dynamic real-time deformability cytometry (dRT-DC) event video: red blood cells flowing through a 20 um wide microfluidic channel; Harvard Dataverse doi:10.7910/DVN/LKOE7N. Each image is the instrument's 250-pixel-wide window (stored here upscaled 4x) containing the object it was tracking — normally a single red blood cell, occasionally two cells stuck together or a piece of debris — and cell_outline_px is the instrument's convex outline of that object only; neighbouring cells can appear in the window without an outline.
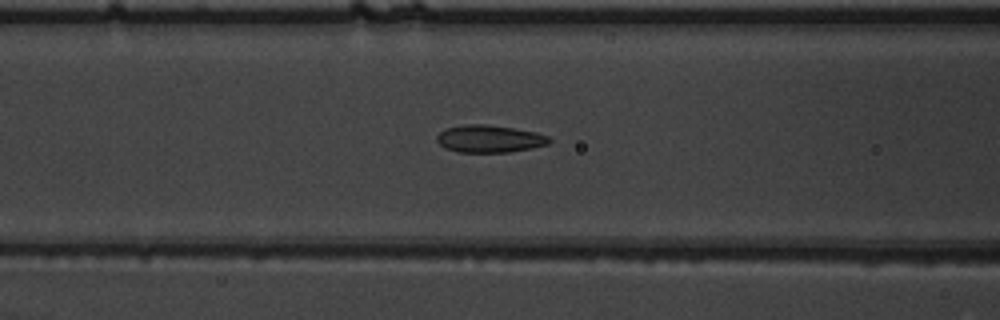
{"species": "common noctule bat (a hibernating species)", "species_latin": "Nyctalus noctula", "temperature_condition": "warm", "stored_images_in_passage": 54, "camera_frame_rate_fps": 3000, "um_per_image_px": 0.085, "animal": {"sex": "male", "body_mass_g": 19.5, "forearm_length_mm": 54.6}, "frame": {"image": 1, "passage_image": 22, "time_ms": 7.0, "image_size_px": [1000, 320], "cell_outline_px": [[552, 140], [548, 144], [532, 148], [508, 152], [456, 152], [444, 148], [436, 140], [436, 136], [440, 132], [448, 128], [464, 124], [484, 124], [512, 128], [536, 132], [548, 136]], "centroid_in_image_um": [41.59, 11.8], "position_along_channel_um": 125.0, "area_um2": 17.92}}
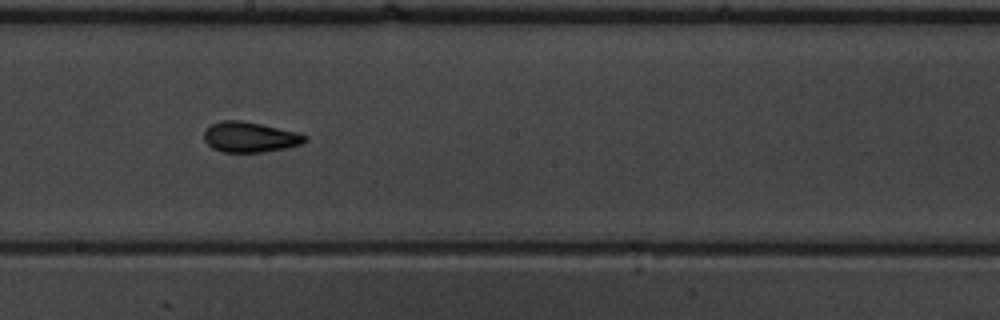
{"frame": {"image": 2, "passage_image": 30, "time_ms": 9.667, "image_size_px": [1000, 320], "cell_outline_px": [[308, 140], [300, 144], [284, 148], [264, 152], [224, 152], [212, 148], [204, 140], [204, 128], [220, 120], [240, 120], [300, 132], [308, 136]], "centroid_in_image_um": [21.24, 11.64], "position_along_channel_um": 227.0, "area_um2": 17.98}}
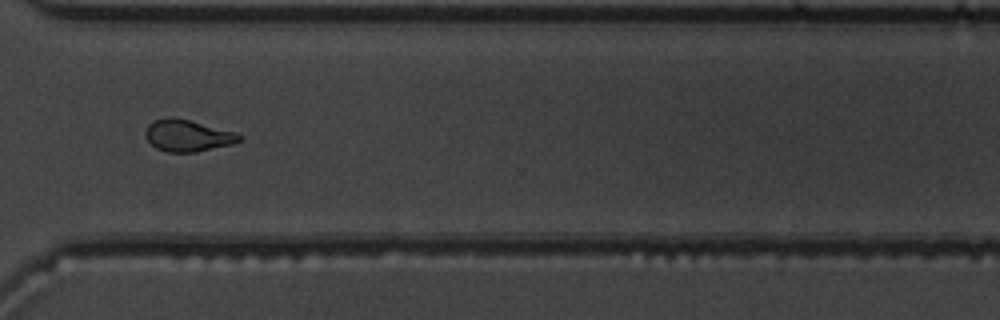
{"frame": {"image": 3, "passage_image": 40, "time_ms": 13.0, "image_size_px": [1000, 320], "cell_outline_px": [[244, 140], [232, 144], [196, 152], [168, 152], [156, 148], [144, 136], [144, 132], [148, 124], [156, 120], [168, 116], [176, 116], [236, 132], [244, 136]], "centroid_in_image_um": [15.97, 11.51], "position_along_channel_um": 354.6, "area_um2": 17.69}}